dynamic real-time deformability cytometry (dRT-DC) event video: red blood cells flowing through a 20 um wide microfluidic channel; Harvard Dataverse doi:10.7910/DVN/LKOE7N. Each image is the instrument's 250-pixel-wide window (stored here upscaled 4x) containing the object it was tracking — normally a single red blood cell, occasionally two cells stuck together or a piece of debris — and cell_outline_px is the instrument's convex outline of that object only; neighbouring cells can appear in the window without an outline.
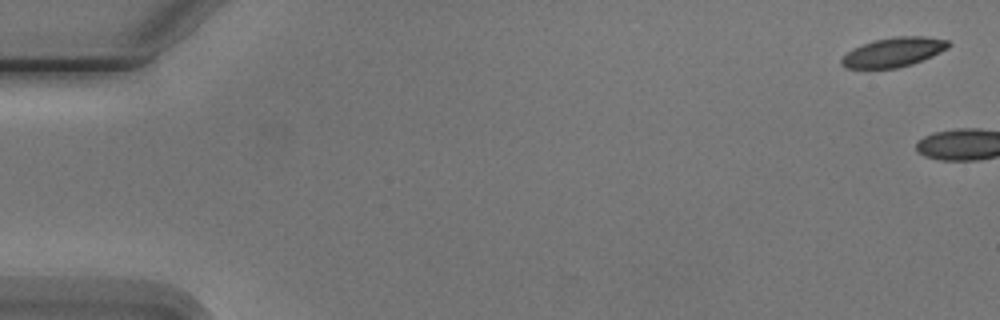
{"species": "Egyptian fruit bat (a non-hibernating species)", "species_latin": "Rousettus aegyptiacus", "temperature_condition": "cold", "stored_images_in_passage": 5, "camera_frame_rate_fps": 3000, "um_per_image_px": 0.085, "animal": {"sex": "male"}, "frame": {"image": 1, "passage_image": 1, "time_ms": 0.0, "image_size_px": [1000, 320], "cell_outline_px": [[952, 44], [948, 48], [932, 56], [912, 64], [896, 68], [844, 68], [840, 64], [840, 60], [848, 52], [872, 40], [896, 36], [924, 36], [948, 40]], "centroid_in_image_um": [75.97, 4.43], "position_along_channel_um": 9.0, "area_um2": 18.21}}